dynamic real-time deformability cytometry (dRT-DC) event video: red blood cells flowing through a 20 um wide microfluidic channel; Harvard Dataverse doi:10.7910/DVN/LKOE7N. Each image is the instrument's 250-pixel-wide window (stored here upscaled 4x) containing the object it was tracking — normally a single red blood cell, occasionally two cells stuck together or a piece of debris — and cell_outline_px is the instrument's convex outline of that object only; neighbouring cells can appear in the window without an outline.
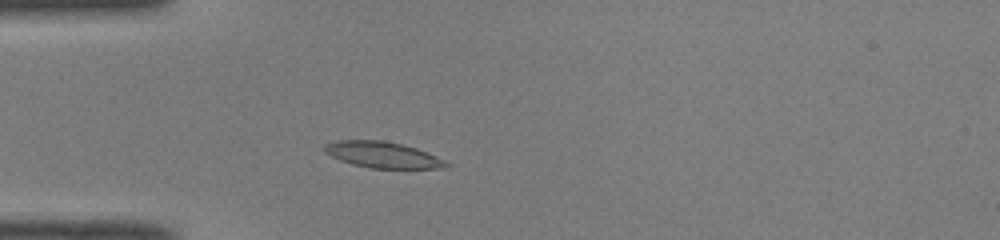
{"species": "common noctule bat (a hibernating species)", "species_latin": "Nyctalus noctula", "temperature_condition": "room temperature", "stored_images_in_passage": 42, "camera_frame_rate_fps": 3000, "um_per_image_px": 0.085, "animal": {"sex": "male", "body_mass_g": 19.0, "forearm_length_mm": 50.8}, "frame": {"image": 1, "passage_image": 7, "time_ms": 2.0, "image_size_px": [1000, 240], "cell_outline_px": [[452, 164], [448, 168], [372, 168], [352, 164], [340, 160], [324, 152], [324, 144], [336, 140], [384, 140], [404, 144], [416, 148], [436, 156]], "centroid_in_image_um": [32.54, 13.15], "position_along_channel_um": 52.5, "area_um2": 18.61}}
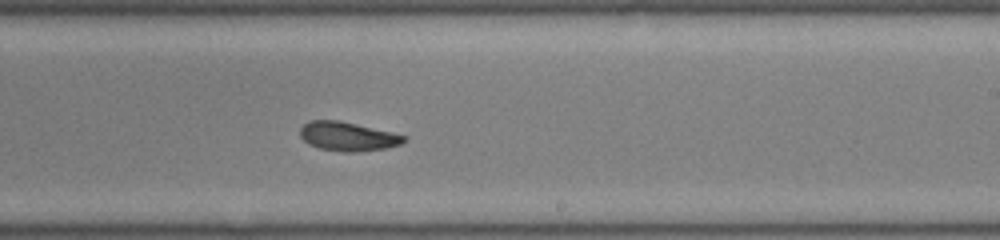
{"frame": {"image": 2, "passage_image": 23, "time_ms": 7.333, "image_size_px": [1000, 240], "cell_outline_px": [[408, 136], [400, 144], [384, 148], [356, 152], [344, 152], [320, 148], [308, 144], [300, 136], [300, 128], [308, 120], [340, 120]], "centroid_in_image_um": [29.52, 11.58], "position_along_channel_um": 259.5, "area_um2": 17.46}}
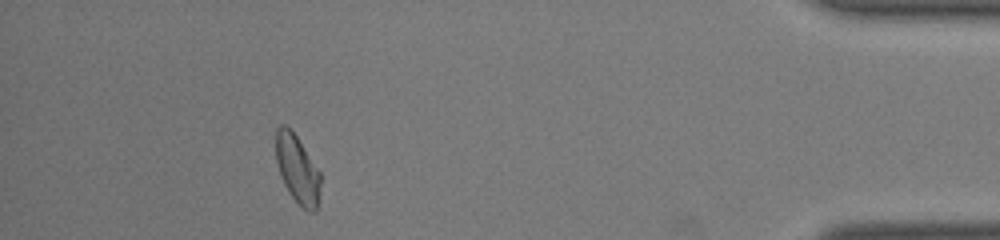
{"frame": {"image": 3, "passage_image": 38, "time_ms": 12.333, "image_size_px": [1000, 240], "cell_outline_px": [[320, 184], [316, 212], [308, 212], [288, 192], [280, 176], [276, 160], [276, 128], [280, 124], [284, 124], [296, 136], [320, 172]], "centroid_in_image_um": [25.26, 14.38], "position_along_channel_um": 409.9, "area_um2": 17.46}, "authors_computed_cell_mechanics": {"area_um2": 17.9469, "velocity_mm_per_s": 4.0725, "shape_relaxation_time_tau1_ms": 3.1824, "shape_relaxation_time_tau2_ms": 1.4568, "deformation_change_tau1": 0.1251, "deformation_change_tau2": 0.0557}}